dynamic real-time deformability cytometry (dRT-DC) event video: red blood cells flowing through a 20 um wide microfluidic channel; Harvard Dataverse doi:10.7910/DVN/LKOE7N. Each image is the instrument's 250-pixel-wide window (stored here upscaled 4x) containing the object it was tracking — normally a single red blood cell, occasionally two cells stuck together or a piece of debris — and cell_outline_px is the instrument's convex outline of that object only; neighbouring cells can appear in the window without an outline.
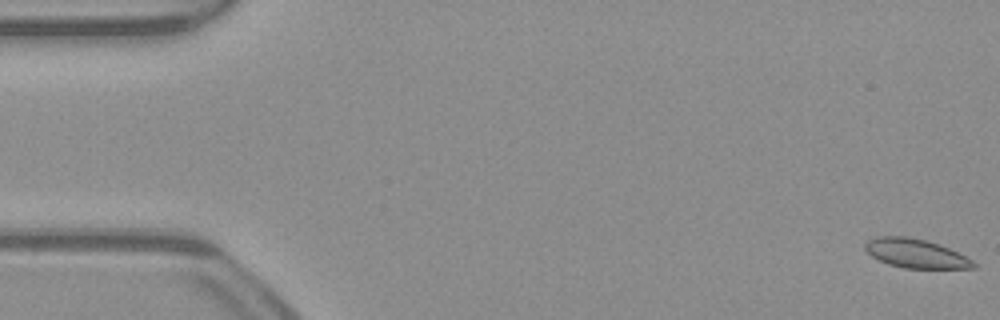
{"species": "common noctule bat (a hibernating species)", "species_latin": "Nyctalus noctula", "temperature_condition": "warm", "stored_images_in_passage": 52, "camera_frame_rate_fps": 3000, "um_per_image_px": 0.085, "animal": {"sex": "male", "body_mass_g": 23.1, "forearm_length_mm": 52.7}, "frame": {"image": 1, "passage_image": 1, "time_ms": 0.0, "image_size_px": [1000, 320], "cell_outline_px": [[976, 268], [904, 268], [888, 264], [872, 256], [864, 248], [864, 244], [868, 240], [876, 236], [904, 236], [924, 240], [940, 244], [972, 260], [976, 264]], "centroid_in_image_um": [77.81, 21.54], "position_along_channel_um": 7.2, "area_um2": 18.09}}
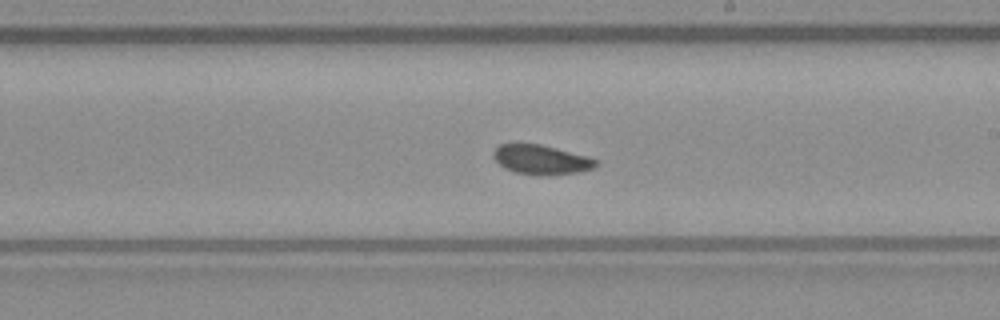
{"frame": {"image": 2, "passage_image": 30, "time_ms": 9.667, "image_size_px": [1000, 320], "cell_outline_px": [[600, 164], [596, 168], [580, 172], [516, 172], [504, 168], [492, 156], [492, 152], [500, 144], [540, 144], [588, 156], [600, 160]], "centroid_in_image_um": [46.05, 13.52], "position_along_channel_um": 242.9, "area_um2": 16.88}}
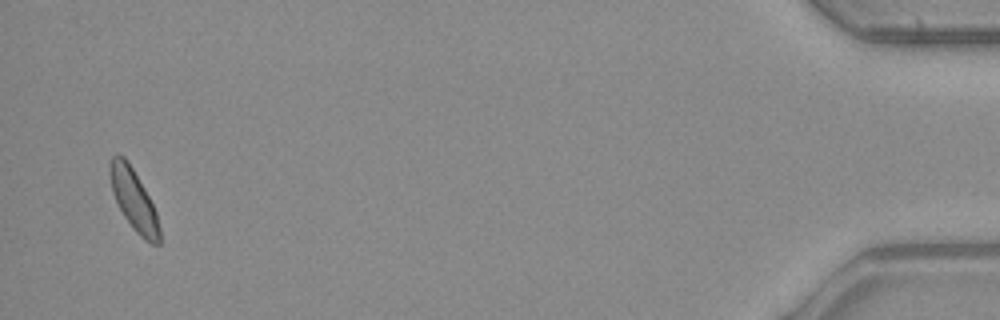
{"frame": {"image": 3, "passage_image": 51, "time_ms": 16.667, "image_size_px": [1000, 320], "cell_outline_px": [[160, 244], [152, 244], [144, 240], [132, 228], [124, 216], [112, 192], [112, 156], [124, 156], [128, 160], [144, 188], [156, 212], [160, 228]], "centroid_in_image_um": [11.43, 17.07], "position_along_channel_um": 423.8, "area_um2": 16.99}}